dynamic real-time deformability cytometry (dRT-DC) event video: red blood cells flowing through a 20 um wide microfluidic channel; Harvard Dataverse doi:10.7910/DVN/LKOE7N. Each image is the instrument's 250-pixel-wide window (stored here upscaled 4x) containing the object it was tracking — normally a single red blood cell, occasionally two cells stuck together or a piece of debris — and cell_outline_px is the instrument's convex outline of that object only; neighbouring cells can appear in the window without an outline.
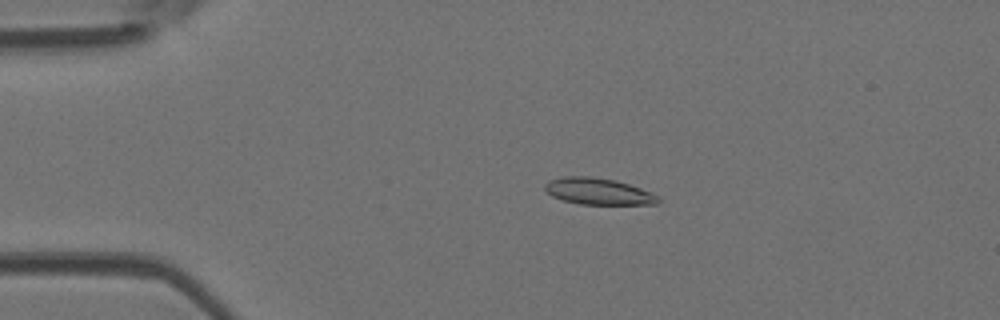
{"species": "Egyptian fruit bat (a non-hibernating species)", "species_latin": "Rousettus aegyptiacus", "temperature_condition": "room temperature", "stored_images_in_passage": 51, "camera_frame_rate_fps": 3000, "um_per_image_px": 0.085, "animal": {"sex": "female"}, "frame": {"image": 1, "passage_image": 10, "time_ms": 3.0, "image_size_px": [1000, 320], "cell_outline_px": [[660, 200], [656, 204], [580, 204], [564, 200], [552, 196], [544, 188], [544, 184], [548, 180], [564, 176], [592, 176], [616, 180], [652, 192], [660, 196]], "centroid_in_image_um": [50.86, 16.25], "position_along_channel_um": 34.1, "area_um2": 17.57}}
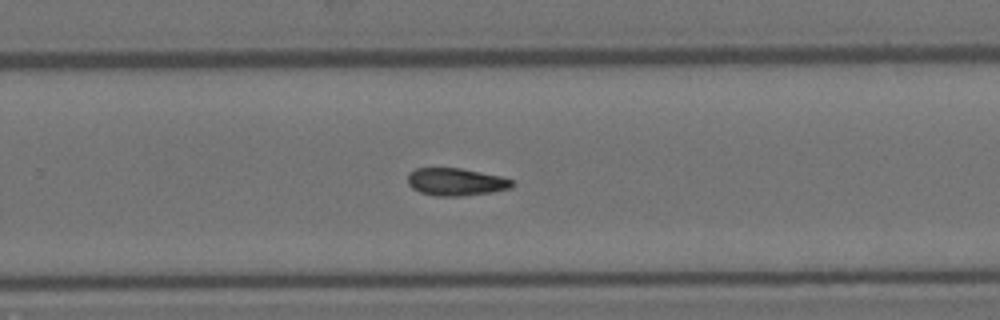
{"frame": {"image": 2, "passage_image": 33, "time_ms": 10.667, "image_size_px": [1000, 320], "cell_outline_px": [[516, 184], [512, 188], [492, 192], [460, 196], [436, 196], [420, 192], [412, 188], [408, 184], [408, 172], [416, 168], [460, 168], [500, 176], [512, 180]], "centroid_in_image_um": [38.75, 15.46], "position_along_channel_um": 291.0, "area_um2": 16.82}}
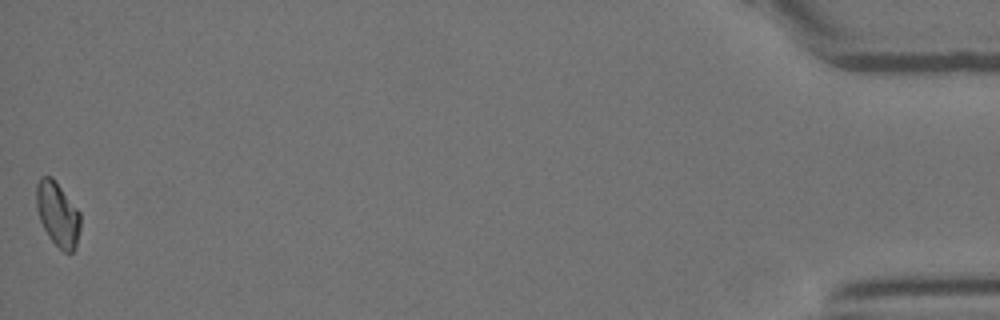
{"frame": {"image": 3, "passage_image": 51, "time_ms": 16.667, "image_size_px": [1000, 320], "cell_outline_px": [[80, 228], [76, 248], [72, 252], [64, 252], [48, 236], [40, 220], [36, 208], [36, 184], [40, 176], [52, 176], [80, 212]], "centroid_in_image_um": [4.9, 18.18], "position_along_channel_um": 430.3, "area_um2": 16.53}}